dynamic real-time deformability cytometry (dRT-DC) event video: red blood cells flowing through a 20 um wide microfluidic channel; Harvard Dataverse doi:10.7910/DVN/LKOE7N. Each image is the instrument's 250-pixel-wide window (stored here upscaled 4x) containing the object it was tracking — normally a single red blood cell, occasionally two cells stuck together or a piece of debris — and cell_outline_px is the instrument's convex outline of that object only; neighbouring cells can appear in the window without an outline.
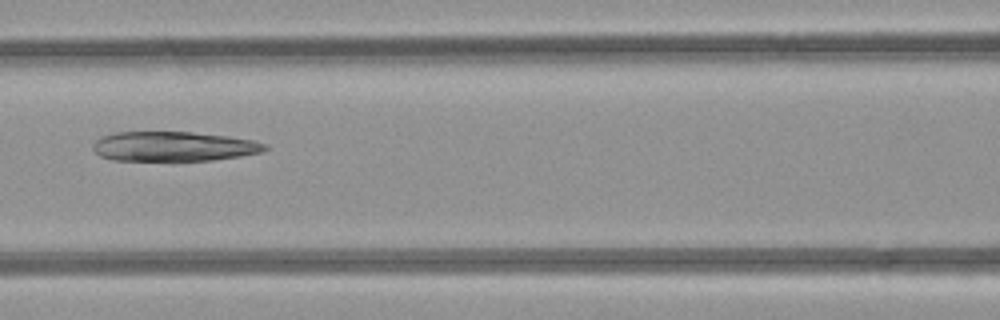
{"species": "common noctule bat (a hibernating species)", "species_latin": "Nyctalus noctula", "temperature_condition": "room temperature", "stored_images_in_passage": 6, "camera_frame_rate_fps": 3000, "um_per_image_px": 0.085, "animal": {"sex": "female", "body_mass_g": 21.9}, "frame": {"image": 1, "passage_image": 6, "time_ms": 6.333, "image_size_px": [1000, 320], "cell_outline_px": [[268, 148], [260, 152], [240, 156], [212, 160], [112, 160], [100, 156], [92, 148], [92, 144], [100, 136], [112, 132], [192, 132], [228, 136], [252, 140], [268, 144]], "centroid_in_image_um": [14.72, 12.43], "position_along_channel_um": 151.9, "area_um2": 29.77}}